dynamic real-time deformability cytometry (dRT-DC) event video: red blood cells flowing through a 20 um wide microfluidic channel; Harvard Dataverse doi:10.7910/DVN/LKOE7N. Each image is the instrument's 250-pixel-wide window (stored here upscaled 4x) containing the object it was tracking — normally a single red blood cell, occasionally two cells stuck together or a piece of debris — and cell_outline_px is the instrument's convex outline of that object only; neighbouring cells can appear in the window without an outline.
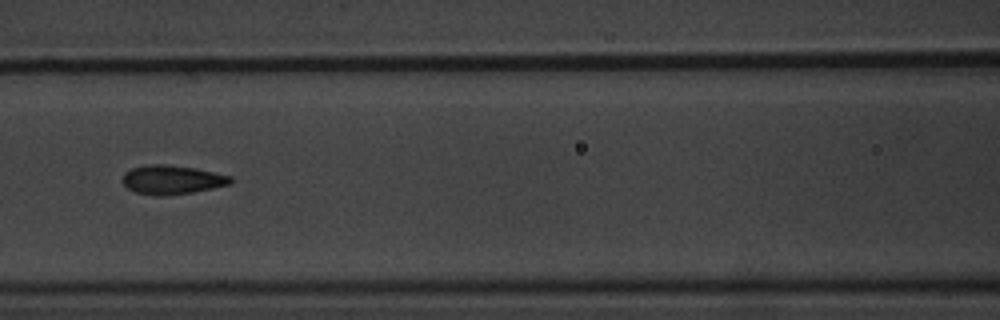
{"species": "common noctule bat (a hibernating species)", "species_latin": "Nyctalus noctula", "temperature_condition": "warm", "stored_images_in_passage": 7, "camera_frame_rate_fps": 3000, "um_per_image_px": 0.085, "animal": {"sex": "male", "body_mass_g": 20.1, "forearm_length_mm": 53.5}, "frame": {"image": 1, "passage_image": 7, "time_ms": 7.333, "image_size_px": [1000, 320], "cell_outline_px": [[232, 184], [192, 192], [164, 196], [156, 196], [136, 192], [128, 188], [120, 180], [124, 172], [132, 168], [144, 164], [168, 164], [196, 168], [232, 176]], "centroid_in_image_um": [14.6, 15.26], "position_along_channel_um": 152.0, "area_um2": 18.5}}